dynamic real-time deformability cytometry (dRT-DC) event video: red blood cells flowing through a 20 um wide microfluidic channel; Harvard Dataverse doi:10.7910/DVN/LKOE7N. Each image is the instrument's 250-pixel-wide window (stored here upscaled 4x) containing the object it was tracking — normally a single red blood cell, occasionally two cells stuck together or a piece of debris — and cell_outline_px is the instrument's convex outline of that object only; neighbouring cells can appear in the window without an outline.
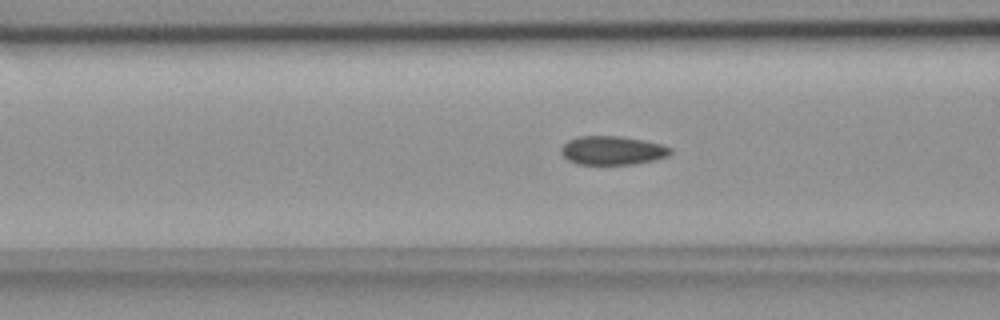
{"species": "common noctule bat (a hibernating species)", "species_latin": "Nyctalus noctula", "temperature_condition": "room temperature", "stored_images_in_passage": 41, "camera_frame_rate_fps": 3000, "um_per_image_px": 0.085, "animal": {"sex": "female", "body_mass_g": 18.4}, "frame": {"image": 1, "passage_image": 8, "time_ms": 2.333, "image_size_px": [1000, 320], "cell_outline_px": [[672, 152], [668, 156], [652, 160], [632, 164], [576, 164], [568, 160], [560, 152], [560, 148], [568, 140], [580, 136], [620, 136], [660, 144], [672, 148]], "centroid_in_image_um": [52.02, 12.79], "position_along_channel_um": 114.6, "area_um2": 18.15}}
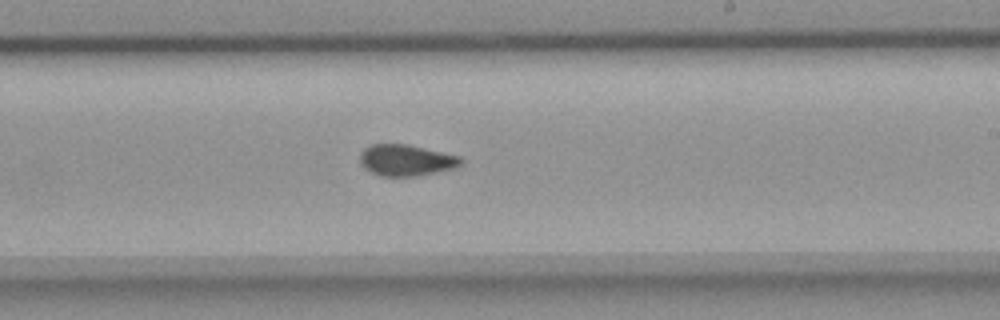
{"frame": {"image": 2, "passage_image": 19, "time_ms": 6.0, "image_size_px": [1000, 320], "cell_outline_px": [[464, 160], [456, 168], [416, 176], [380, 176], [364, 168], [360, 164], [360, 152], [368, 144], [408, 144], [460, 156]], "centroid_in_image_um": [34.5, 13.61], "position_along_channel_um": 254.5, "area_um2": 18.55}}
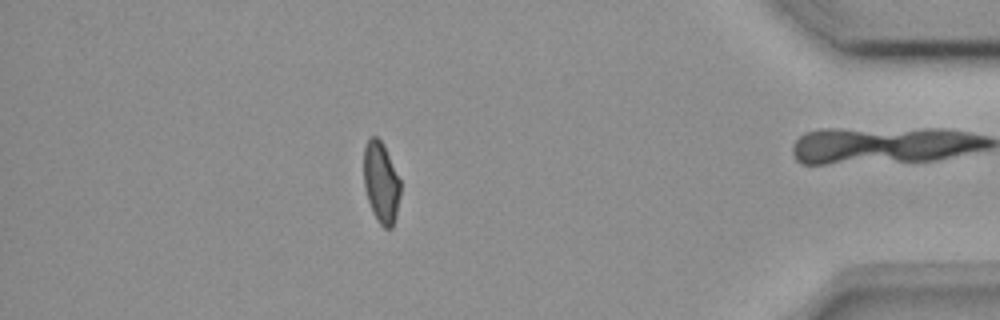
{"frame": {"image": 3, "passage_image": 34, "time_ms": 11.0, "image_size_px": [1000, 320], "cell_outline_px": [[400, 192], [396, 216], [392, 228], [384, 228], [376, 220], [372, 212], [364, 188], [364, 144], [372, 136], [376, 136], [384, 144], [400, 180]], "centroid_in_image_um": [32.38, 15.51], "position_along_channel_um": 402.8, "area_um2": 17.4}, "authors_computed_cell_mechanics": {"area_um2": 18.5538, "velocity_mm_per_s": 3.8297, "shape_relaxation_time_tau1_ms": null, "shape_relaxation_time_tau2_ms": 1.7969, "deformation_change_tau1": null, "deformation_change_tau2": 0.0581}}